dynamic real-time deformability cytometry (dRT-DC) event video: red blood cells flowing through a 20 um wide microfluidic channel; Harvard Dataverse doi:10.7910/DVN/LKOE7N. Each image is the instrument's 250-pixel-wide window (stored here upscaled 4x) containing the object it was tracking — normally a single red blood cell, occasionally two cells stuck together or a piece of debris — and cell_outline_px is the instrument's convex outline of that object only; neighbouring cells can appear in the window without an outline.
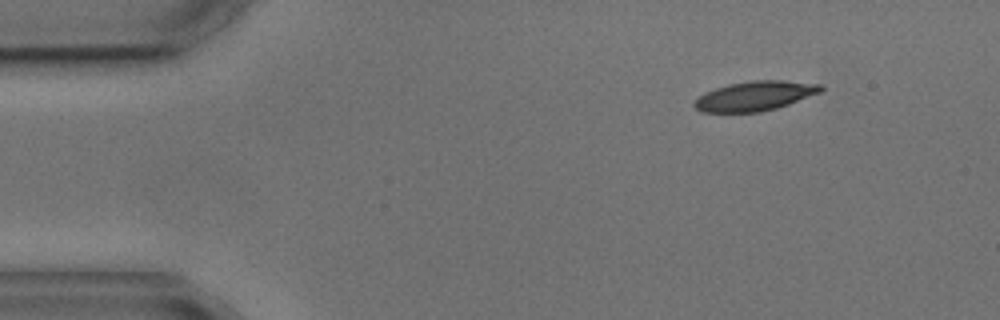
{"species": "common noctule bat (a hibernating species)", "species_latin": "Nyctalus noctula", "temperature_condition": "cold", "stored_images_in_passage": 3, "camera_frame_rate_fps": 3000, "um_per_image_px": 0.085, "animal": {"sex": "male", "body_mass_g": 17.9, "forearm_length_mm": 54.2}, "frame": {"image": 1, "passage_image": 1, "time_ms": 0.0, "image_size_px": [1000, 320], "cell_outline_px": [[824, 88], [820, 92], [788, 104], [776, 108], [760, 112], [700, 112], [692, 104], [704, 92], [728, 84], [752, 80], [780, 80], [820, 84]], "centroid_in_image_um": [64.14, 8.15], "position_along_channel_um": 20.9, "area_um2": 21.62}}